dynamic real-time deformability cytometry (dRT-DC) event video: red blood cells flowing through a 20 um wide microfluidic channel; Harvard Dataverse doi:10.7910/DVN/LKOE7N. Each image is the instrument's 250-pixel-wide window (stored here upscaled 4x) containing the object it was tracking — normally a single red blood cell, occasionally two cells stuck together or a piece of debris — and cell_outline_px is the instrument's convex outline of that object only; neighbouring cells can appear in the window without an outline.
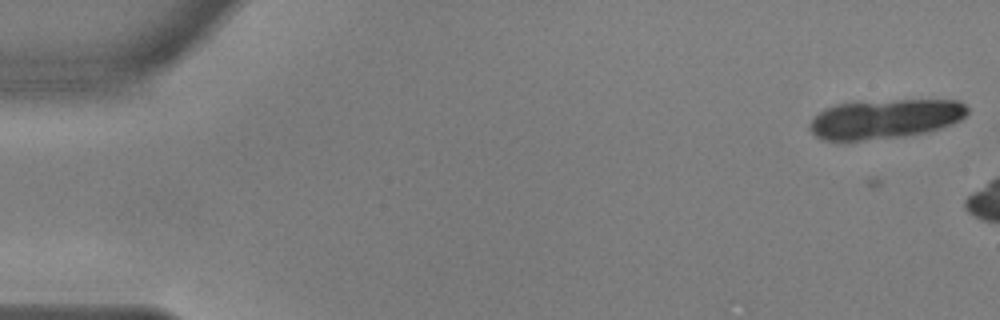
{"species": "common noctule bat (a hibernating species)", "species_latin": "Nyctalus noctula", "temperature_condition": "warm", "stored_images_in_passage": 9, "camera_frame_rate_fps": 3000, "um_per_image_px": 0.085, "animal": {"sex": "male", "body_mass_g": 17.9, "forearm_length_mm": 54.2}, "frame": {"image": 1, "passage_image": 4, "time_ms": 1.0, "image_size_px": [1000, 320], "cell_outline_px": [[968, 112], [960, 120], [952, 124], [928, 132], [904, 136], [860, 140], [820, 140], [808, 128], [812, 120], [820, 112], [836, 104], [896, 100], [960, 100], [968, 108]], "centroid_in_image_um": [75.26, 10.11], "position_along_channel_um": 9.7, "area_um2": 35.89}}